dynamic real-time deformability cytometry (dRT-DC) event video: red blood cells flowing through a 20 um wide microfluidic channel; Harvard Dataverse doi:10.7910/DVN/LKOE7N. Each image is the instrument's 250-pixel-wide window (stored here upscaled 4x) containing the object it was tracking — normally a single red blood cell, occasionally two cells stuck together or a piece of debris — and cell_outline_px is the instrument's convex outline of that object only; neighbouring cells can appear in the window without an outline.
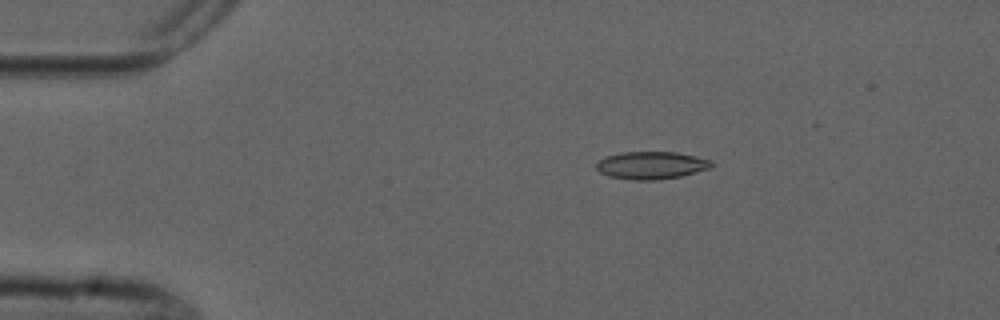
{"species": "common noctule bat (a hibernating species)", "species_latin": "Nyctalus noctula", "temperature_condition": "cold", "stored_images_in_passage": 10, "camera_frame_rate_fps": 3000, "um_per_image_px": 0.085, "animal": {"sex": "male", "forearm_length_mm": 52.5}, "frame": {"image": 1, "passage_image": 2, "time_ms": 1.333, "image_size_px": [1000, 320], "cell_outline_px": [[712, 168], [680, 176], [656, 180], [632, 180], [608, 176], [600, 172], [596, 168], [596, 164], [600, 160], [608, 156], [624, 152], [676, 152], [696, 156], [712, 160]], "centroid_in_image_um": [55.39, 14.05], "position_along_channel_um": 29.6, "area_um2": 18.44}}
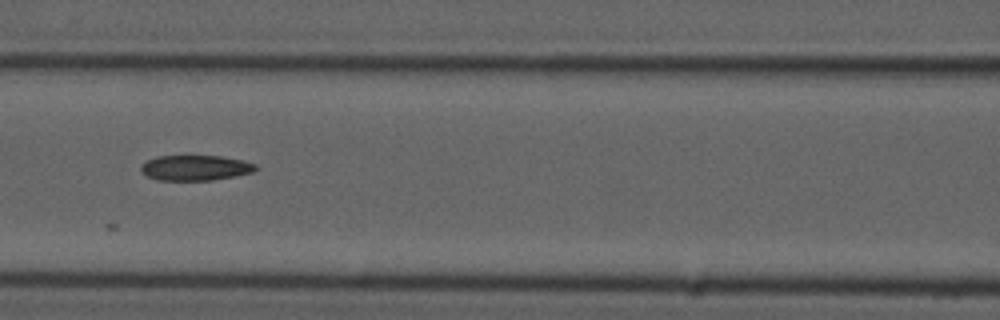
{"frame": {"image": 2, "passage_image": 6, "time_ms": 6.0, "image_size_px": [1000, 320], "cell_outline_px": [[260, 168], [252, 172], [236, 176], [212, 180], [156, 180], [148, 176], [140, 168], [148, 160], [156, 156], [220, 156], [244, 160], [256, 164]], "centroid_in_image_um": [16.67, 14.26], "position_along_channel_um": 149.9, "area_um2": 16.88}}
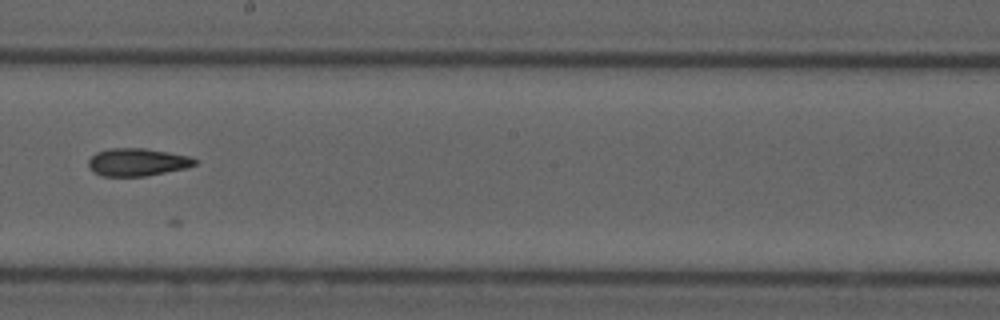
{"frame": {"image": 3, "passage_image": 8, "time_ms": 8.333, "image_size_px": [1000, 320], "cell_outline_px": [[200, 160], [196, 164], [184, 168], [144, 176], [100, 176], [92, 172], [88, 168], [88, 160], [96, 152], [108, 148], [144, 148], [168, 152], [188, 156]], "centroid_in_image_um": [11.62, 13.78], "position_along_channel_um": 236.6, "area_um2": 17.22}}